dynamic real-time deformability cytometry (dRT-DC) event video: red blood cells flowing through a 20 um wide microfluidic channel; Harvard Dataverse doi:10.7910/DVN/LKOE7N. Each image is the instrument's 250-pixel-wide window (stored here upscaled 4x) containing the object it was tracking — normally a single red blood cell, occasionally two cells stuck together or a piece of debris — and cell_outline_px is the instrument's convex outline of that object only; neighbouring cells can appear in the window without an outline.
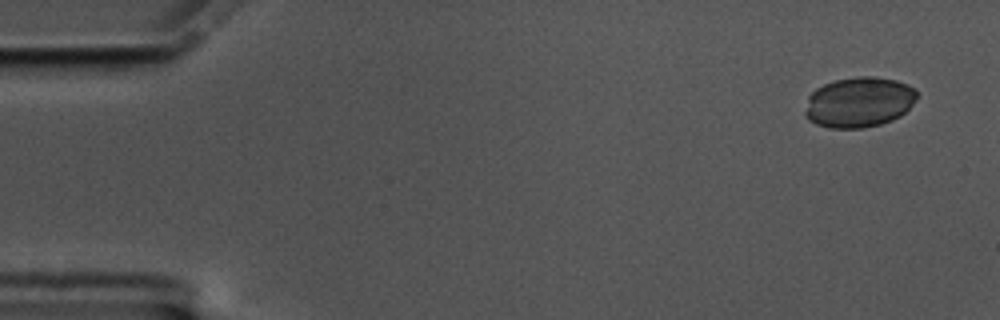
{"species": "common noctule bat (a hibernating species)", "species_latin": "Nyctalus noctula", "temperature_condition": "cold", "stored_images_in_passage": 55, "camera_frame_rate_fps": 3000, "um_per_image_px": 0.085, "animal": {"sex": "male", "body_mass_g": 17.5, "forearm_length_mm": 52.3}, "frame": {"image": 1, "passage_image": 1, "time_ms": 0.0, "image_size_px": [1000, 320], "cell_outline_px": [[916, 100], [900, 116], [892, 120], [880, 124], [864, 128], [828, 128], [816, 124], [808, 120], [804, 116], [804, 112], [808, 96], [816, 88], [824, 84], [836, 80], [856, 76], [876, 76], [896, 80], [908, 84], [916, 88]], "centroid_in_image_um": [73.0, 8.68], "position_along_channel_um": 12.0, "area_um2": 33.12}}
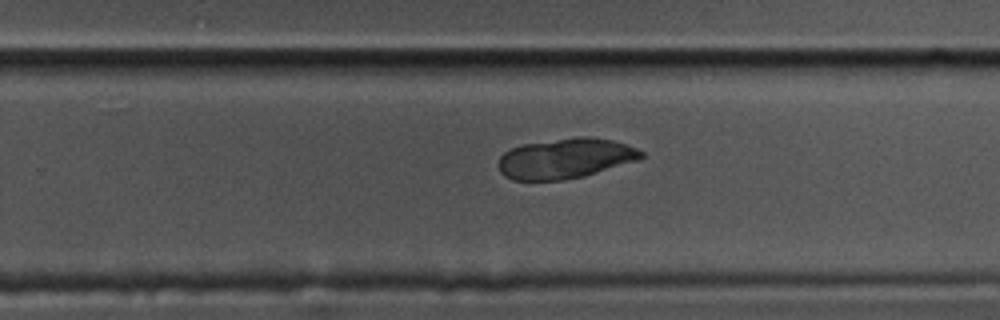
{"frame": {"image": 2, "passage_image": 34, "time_ms": 11.0, "image_size_px": [1000, 320], "cell_outline_px": [[644, 156], [640, 160], [584, 176], [564, 180], [512, 180], [504, 176], [500, 172], [496, 164], [500, 156], [504, 152], [512, 148], [524, 144], [576, 136], [588, 136], [612, 140], [636, 148], [644, 152]], "centroid_in_image_um": [48.05, 13.47], "position_along_channel_um": 281.8, "area_um2": 33.7}}
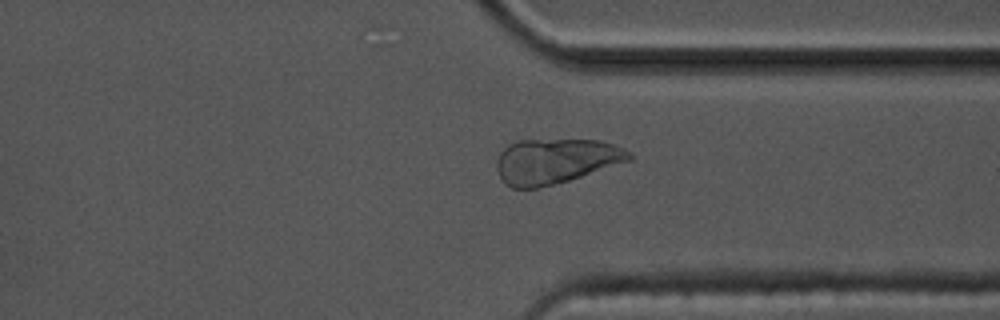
{"frame": {"image": 3, "passage_image": 41, "time_ms": 13.333, "image_size_px": [1000, 320], "cell_outline_px": [[636, 156], [632, 160], [568, 180], [536, 188], [512, 188], [504, 184], [496, 168], [496, 160], [500, 152], [508, 144], [516, 140], [600, 140], [624, 148], [632, 152]], "centroid_in_image_um": [47.23, 13.68], "position_along_channel_um": 364.2, "area_um2": 34.91}}